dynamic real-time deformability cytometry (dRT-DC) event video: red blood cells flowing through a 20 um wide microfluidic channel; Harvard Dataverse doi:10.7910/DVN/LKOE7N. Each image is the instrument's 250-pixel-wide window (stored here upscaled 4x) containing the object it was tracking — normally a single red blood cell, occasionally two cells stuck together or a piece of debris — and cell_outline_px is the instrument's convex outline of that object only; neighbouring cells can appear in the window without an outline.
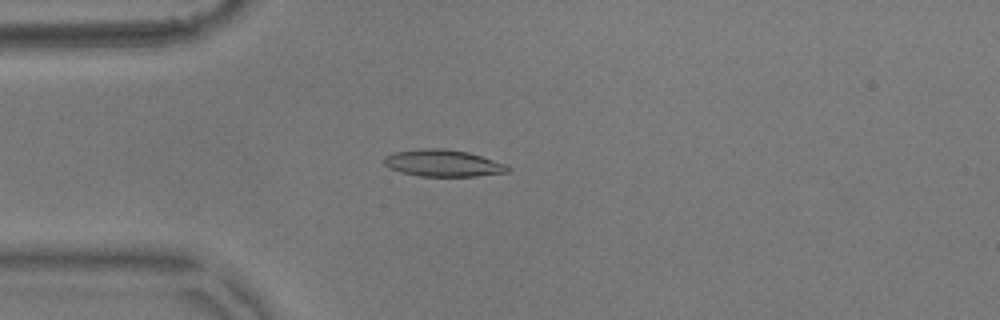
{"species": "common noctule bat (a hibernating species)", "species_latin": "Nyctalus noctula", "temperature_condition": "warm", "stored_images_in_passage": 48, "camera_frame_rate_fps": 3000, "um_per_image_px": 0.085, "animal": {"sex": "male", "body_mass_g": 17.9}, "frame": {"image": 1, "passage_image": 7, "time_ms": 2.0, "image_size_px": [1000, 320], "cell_outline_px": [[512, 168], [508, 172], [476, 176], [420, 176], [400, 172], [388, 168], [384, 164], [384, 156], [392, 152], [416, 148], [444, 148], [468, 152], [508, 164]], "centroid_in_image_um": [37.64, 13.86], "position_along_channel_um": 47.4, "area_um2": 19.71}}
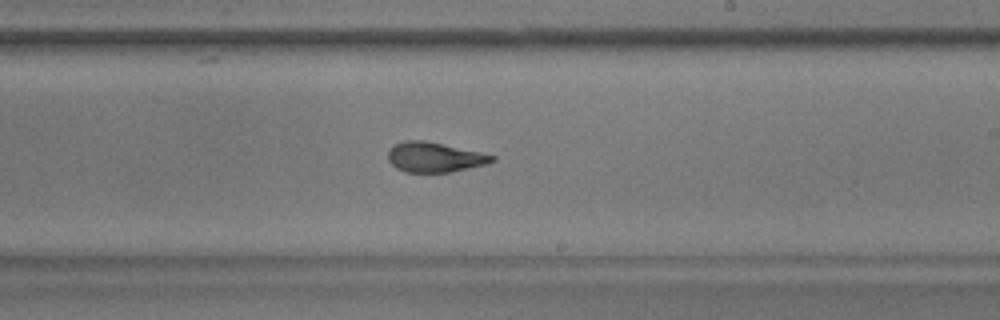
{"frame": {"image": 2, "passage_image": 25, "time_ms": 8.0, "image_size_px": [1000, 320], "cell_outline_px": [[496, 160], [488, 164], [448, 172], [404, 172], [396, 168], [388, 160], [388, 148], [404, 140], [424, 140], [480, 152], [496, 156]], "centroid_in_image_um": [36.92, 13.36], "position_along_channel_um": 252.1, "area_um2": 18.15}}
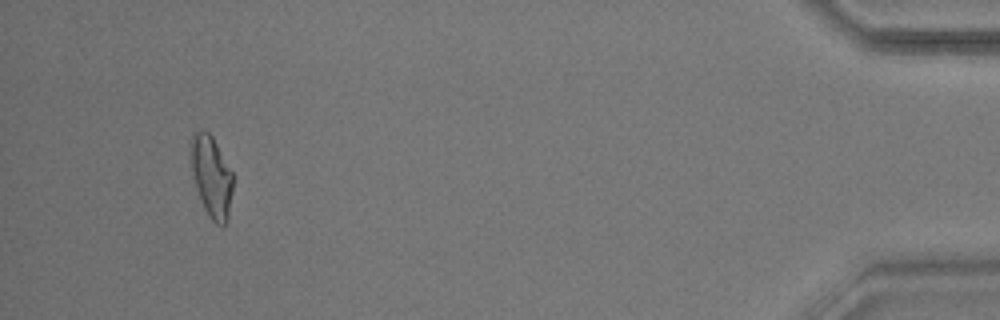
{"frame": {"image": 3, "passage_image": 45, "time_ms": 14.667, "image_size_px": [1000, 320], "cell_outline_px": [[232, 192], [228, 220], [224, 228], [216, 224], [208, 216], [200, 200], [192, 172], [188, 144], [192, 132], [200, 128], [208, 132], [212, 136], [232, 172]], "centroid_in_image_um": [17.94, 14.98], "position_along_channel_um": 417.3, "area_um2": 20.4}, "authors_computed_cell_mechanics": {"area_um2": 18.5538, "velocity_mm_per_s": 3.5997, "shape_relaxation_time_tau1_ms": 10.8158, "shape_relaxation_time_tau2_ms": 1.9832, "deformation_change_tau1": 0.2912, "deformation_change_tau2": 0.0999}}